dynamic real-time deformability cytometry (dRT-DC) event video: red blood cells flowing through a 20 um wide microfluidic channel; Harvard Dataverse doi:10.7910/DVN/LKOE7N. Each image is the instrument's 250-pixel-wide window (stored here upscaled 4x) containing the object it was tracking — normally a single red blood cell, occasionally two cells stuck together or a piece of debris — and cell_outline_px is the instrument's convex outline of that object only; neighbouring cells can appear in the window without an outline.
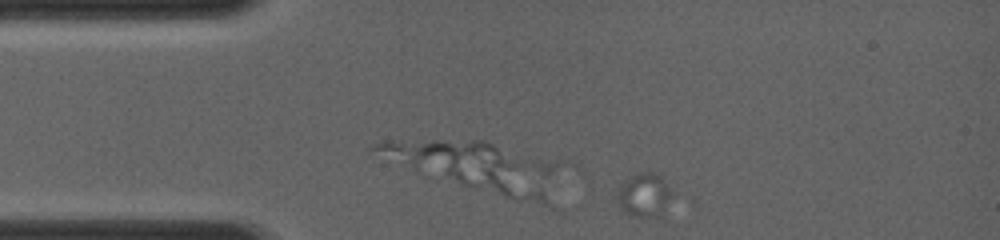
{"species": "common noctule bat (a hibernating species)", "species_latin": "Nyctalus noctula", "temperature_condition": "room temperature", "stored_images_in_passage": 4, "camera_frame_rate_fps": 4000, "um_per_image_px": 0.085, "animal": {"sex": "female", "body_mass_g": 19.0, "forearm_length_mm": 56.7}, "frame": {"image": 1, "passage_image": 1, "time_ms": 0.0, "image_size_px": [1000, 240], "cell_outline_px": [[672, 196], [660, 216], [628, 216], [620, 208], [616, 200], [616, 192], [620, 184], [624, 180], [636, 172], [652, 172], [660, 176], [672, 188]], "centroid_in_image_um": [54.71, 16.56], "position_along_channel_um": 30.3, "area_um2": 14.28}}
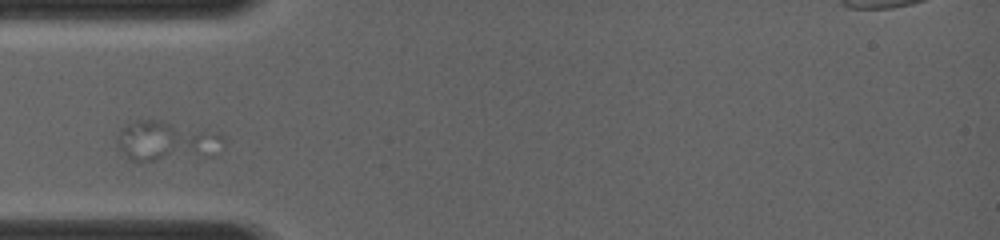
{"frame": {"image": 2, "passage_image": 3, "time_ms": 2.0, "image_size_px": [1000, 240], "cell_outline_px": [[224, 144], [212, 156], [152, 160], [132, 160], [116, 148], [116, 136], [120, 128], [136, 120], [160, 120], [208, 128], [224, 136]], "centroid_in_image_um": [14.16, 11.95], "position_along_channel_um": 70.8, "area_um2": 25.2}}